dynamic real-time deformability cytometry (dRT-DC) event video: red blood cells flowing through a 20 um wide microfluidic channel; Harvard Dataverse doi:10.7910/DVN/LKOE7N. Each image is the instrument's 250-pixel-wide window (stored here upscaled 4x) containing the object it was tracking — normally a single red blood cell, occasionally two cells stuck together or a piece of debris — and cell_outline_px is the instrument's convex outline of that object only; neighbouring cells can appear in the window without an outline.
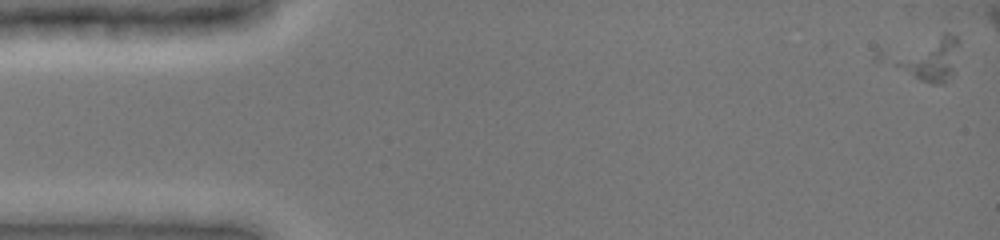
{"species": "common noctule bat (a hibernating species)", "species_latin": "Nyctalus noctula", "temperature_condition": "cold", "stored_images_in_passage": 8, "camera_frame_rate_fps": 3000, "um_per_image_px": 0.085, "animal": {"sex": "female", "body_mass_g": 19.0, "forearm_length_mm": 51.5}, "frame": {"image": 1, "passage_image": 1, "time_ms": 0.0, "image_size_px": [1000, 240], "cell_outline_px": [[960, 40], [952, 72], [944, 84], [932, 84], [920, 80], [872, 60], [872, 56], [876, 48], [944, 32], [948, 32], [956, 36]], "centroid_in_image_um": [78.37, 4.86], "position_along_channel_um": 6.6, "area_um2": 21.27}}